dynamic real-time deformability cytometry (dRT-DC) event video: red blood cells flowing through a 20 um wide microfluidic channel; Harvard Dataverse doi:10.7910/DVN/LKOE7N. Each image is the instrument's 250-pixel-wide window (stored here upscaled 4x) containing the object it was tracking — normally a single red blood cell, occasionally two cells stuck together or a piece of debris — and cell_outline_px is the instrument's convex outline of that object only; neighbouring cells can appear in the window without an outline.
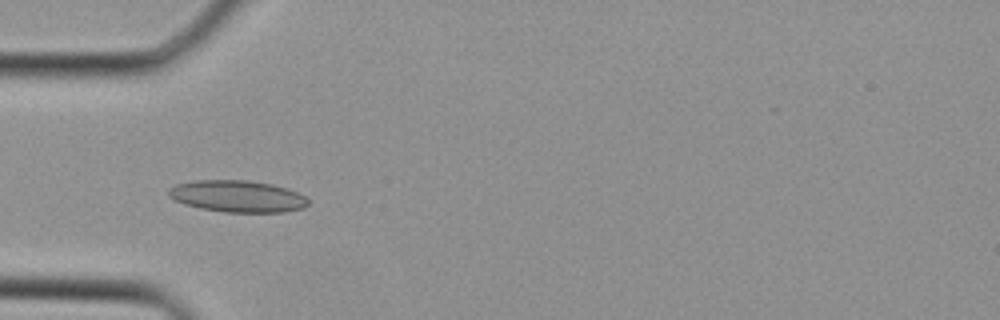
{"species": "Egyptian fruit bat (a non-hibernating species)", "species_latin": "Rousettus aegyptiacus", "temperature_condition": "cold", "stored_images_in_passage": 30, "camera_frame_rate_fps": 3000, "um_per_image_px": 0.085, "animal": {"sex": "female"}, "frame": {"image": 1, "passage_image": 6, "time_ms": 1.667, "image_size_px": [1000, 320], "cell_outline_px": [[308, 204], [304, 208], [284, 212], [224, 212], [200, 208], [184, 204], [168, 196], [168, 188], [176, 184], [196, 180], [244, 180], [272, 184], [288, 188], [304, 196], [308, 200]], "centroid_in_image_um": [20.18, 16.68], "position_along_channel_um": 64.8, "area_um2": 25.84}}
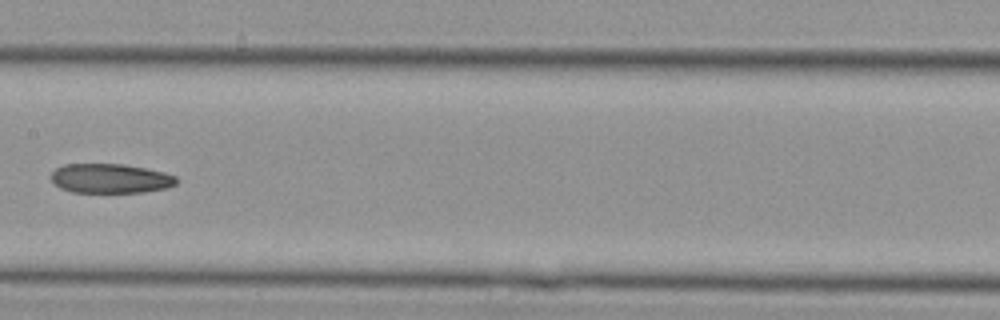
{"frame": {"image": 2, "passage_image": 13, "time_ms": 4.0, "image_size_px": [1000, 320], "cell_outline_px": [[180, 180], [176, 184], [168, 188], [144, 192], [72, 192], [60, 188], [52, 184], [48, 176], [56, 168], [64, 164], [120, 164], [144, 168], [164, 172], [176, 176]], "centroid_in_image_um": [9.35, 15.17], "position_along_channel_um": 198.0, "area_um2": 21.79}}
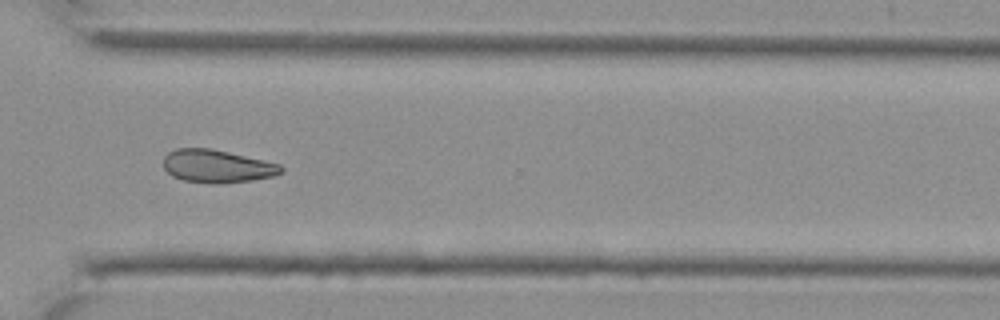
{"frame": {"image": 3, "passage_image": 21, "time_ms": 6.667, "image_size_px": [1000, 320], "cell_outline_px": [[284, 172], [272, 176], [252, 180], [220, 184], [212, 184], [184, 180], [172, 176], [164, 168], [164, 156], [168, 152], [176, 148], [208, 148], [228, 152], [280, 164], [284, 168]], "centroid_in_image_um": [18.44, 14.13], "position_along_channel_um": 352.2, "area_um2": 22.54}}